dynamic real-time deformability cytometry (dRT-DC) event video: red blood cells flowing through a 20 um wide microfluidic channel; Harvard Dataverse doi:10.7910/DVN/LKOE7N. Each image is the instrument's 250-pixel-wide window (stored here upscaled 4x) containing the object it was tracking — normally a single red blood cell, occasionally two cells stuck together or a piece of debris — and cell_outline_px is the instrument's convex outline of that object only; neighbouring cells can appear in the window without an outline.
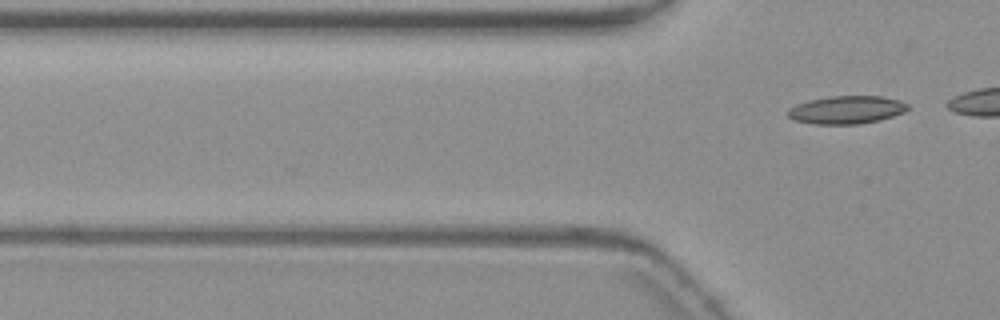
{"species": "common noctule bat (a hibernating species)", "species_latin": "Nyctalus noctula", "temperature_condition": "warm", "stored_images_in_passage": 2, "camera_frame_rate_fps": 3000, "um_per_image_px": 0.085, "animal": {"sex": "female", "body_mass_g": 19.3, "forearm_length_mm": 54.1}, "frame": {"image": 1, "passage_image": 2, "time_ms": 1.0, "image_size_px": [1000, 320], "cell_outline_px": [[908, 108], [904, 112], [880, 120], [860, 124], [812, 124], [792, 120], [788, 116], [788, 108], [796, 104], [808, 100], [828, 96], [880, 96], [900, 100], [908, 104]], "centroid_in_image_um": [71.92, 9.33], "position_along_channel_um": 53.9, "area_um2": 19.71}}